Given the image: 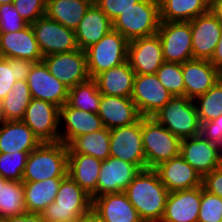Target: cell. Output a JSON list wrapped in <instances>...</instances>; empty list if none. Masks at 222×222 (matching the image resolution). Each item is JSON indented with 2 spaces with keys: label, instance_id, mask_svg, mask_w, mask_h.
Listing matches in <instances>:
<instances>
[{
  "label": "cell",
  "instance_id": "cell-1",
  "mask_svg": "<svg viewBox=\"0 0 222 222\" xmlns=\"http://www.w3.org/2000/svg\"><path fill=\"white\" fill-rule=\"evenodd\" d=\"M124 193L143 222H161L169 191L155 169L140 170Z\"/></svg>",
  "mask_w": 222,
  "mask_h": 222
},
{
  "label": "cell",
  "instance_id": "cell-2",
  "mask_svg": "<svg viewBox=\"0 0 222 222\" xmlns=\"http://www.w3.org/2000/svg\"><path fill=\"white\" fill-rule=\"evenodd\" d=\"M93 200L68 174L62 179L55 201L42 211L45 222H76L92 211Z\"/></svg>",
  "mask_w": 222,
  "mask_h": 222
},
{
  "label": "cell",
  "instance_id": "cell-3",
  "mask_svg": "<svg viewBox=\"0 0 222 222\" xmlns=\"http://www.w3.org/2000/svg\"><path fill=\"white\" fill-rule=\"evenodd\" d=\"M68 169V147L64 143L43 142L28 154L22 182L64 178Z\"/></svg>",
  "mask_w": 222,
  "mask_h": 222
},
{
  "label": "cell",
  "instance_id": "cell-4",
  "mask_svg": "<svg viewBox=\"0 0 222 222\" xmlns=\"http://www.w3.org/2000/svg\"><path fill=\"white\" fill-rule=\"evenodd\" d=\"M160 22L159 1L141 0L113 21V29L131 41L156 35Z\"/></svg>",
  "mask_w": 222,
  "mask_h": 222
},
{
  "label": "cell",
  "instance_id": "cell-5",
  "mask_svg": "<svg viewBox=\"0 0 222 222\" xmlns=\"http://www.w3.org/2000/svg\"><path fill=\"white\" fill-rule=\"evenodd\" d=\"M141 135L147 168L180 155L181 139L153 117H141Z\"/></svg>",
  "mask_w": 222,
  "mask_h": 222
},
{
  "label": "cell",
  "instance_id": "cell-6",
  "mask_svg": "<svg viewBox=\"0 0 222 222\" xmlns=\"http://www.w3.org/2000/svg\"><path fill=\"white\" fill-rule=\"evenodd\" d=\"M152 117L180 139L200 135L201 123L195 101L188 97L173 96Z\"/></svg>",
  "mask_w": 222,
  "mask_h": 222
},
{
  "label": "cell",
  "instance_id": "cell-7",
  "mask_svg": "<svg viewBox=\"0 0 222 222\" xmlns=\"http://www.w3.org/2000/svg\"><path fill=\"white\" fill-rule=\"evenodd\" d=\"M129 41L118 31L110 30L98 43L85 50L87 70L90 78H95L128 60Z\"/></svg>",
  "mask_w": 222,
  "mask_h": 222
},
{
  "label": "cell",
  "instance_id": "cell-8",
  "mask_svg": "<svg viewBox=\"0 0 222 222\" xmlns=\"http://www.w3.org/2000/svg\"><path fill=\"white\" fill-rule=\"evenodd\" d=\"M31 27L43 57L78 49L75 31L46 15L37 19Z\"/></svg>",
  "mask_w": 222,
  "mask_h": 222
},
{
  "label": "cell",
  "instance_id": "cell-9",
  "mask_svg": "<svg viewBox=\"0 0 222 222\" xmlns=\"http://www.w3.org/2000/svg\"><path fill=\"white\" fill-rule=\"evenodd\" d=\"M157 35L162 44L165 62L182 64L193 59L192 34L189 22L161 21Z\"/></svg>",
  "mask_w": 222,
  "mask_h": 222
},
{
  "label": "cell",
  "instance_id": "cell-10",
  "mask_svg": "<svg viewBox=\"0 0 222 222\" xmlns=\"http://www.w3.org/2000/svg\"><path fill=\"white\" fill-rule=\"evenodd\" d=\"M22 121L41 143L60 141V107L55 104L32 98Z\"/></svg>",
  "mask_w": 222,
  "mask_h": 222
},
{
  "label": "cell",
  "instance_id": "cell-11",
  "mask_svg": "<svg viewBox=\"0 0 222 222\" xmlns=\"http://www.w3.org/2000/svg\"><path fill=\"white\" fill-rule=\"evenodd\" d=\"M110 156L147 169L142 144L141 118L134 124L110 129Z\"/></svg>",
  "mask_w": 222,
  "mask_h": 222
},
{
  "label": "cell",
  "instance_id": "cell-12",
  "mask_svg": "<svg viewBox=\"0 0 222 222\" xmlns=\"http://www.w3.org/2000/svg\"><path fill=\"white\" fill-rule=\"evenodd\" d=\"M172 97L156 74H135L131 99L141 117H152Z\"/></svg>",
  "mask_w": 222,
  "mask_h": 222
},
{
  "label": "cell",
  "instance_id": "cell-13",
  "mask_svg": "<svg viewBox=\"0 0 222 222\" xmlns=\"http://www.w3.org/2000/svg\"><path fill=\"white\" fill-rule=\"evenodd\" d=\"M42 61L49 72L69 89L90 78L85 50L78 48L75 51L51 54L44 56Z\"/></svg>",
  "mask_w": 222,
  "mask_h": 222
},
{
  "label": "cell",
  "instance_id": "cell-14",
  "mask_svg": "<svg viewBox=\"0 0 222 222\" xmlns=\"http://www.w3.org/2000/svg\"><path fill=\"white\" fill-rule=\"evenodd\" d=\"M222 148L204 139L201 135L181 139L180 155L203 178L222 166Z\"/></svg>",
  "mask_w": 222,
  "mask_h": 222
},
{
  "label": "cell",
  "instance_id": "cell-15",
  "mask_svg": "<svg viewBox=\"0 0 222 222\" xmlns=\"http://www.w3.org/2000/svg\"><path fill=\"white\" fill-rule=\"evenodd\" d=\"M32 98L62 107L68 101L69 88L56 79L43 61L35 62L27 77Z\"/></svg>",
  "mask_w": 222,
  "mask_h": 222
},
{
  "label": "cell",
  "instance_id": "cell-16",
  "mask_svg": "<svg viewBox=\"0 0 222 222\" xmlns=\"http://www.w3.org/2000/svg\"><path fill=\"white\" fill-rule=\"evenodd\" d=\"M189 23L193 58L210 60L222 35V22L210 10Z\"/></svg>",
  "mask_w": 222,
  "mask_h": 222
},
{
  "label": "cell",
  "instance_id": "cell-17",
  "mask_svg": "<svg viewBox=\"0 0 222 222\" xmlns=\"http://www.w3.org/2000/svg\"><path fill=\"white\" fill-rule=\"evenodd\" d=\"M139 172L140 169L134 164L109 156L101 164L96 197L124 192Z\"/></svg>",
  "mask_w": 222,
  "mask_h": 222
},
{
  "label": "cell",
  "instance_id": "cell-18",
  "mask_svg": "<svg viewBox=\"0 0 222 222\" xmlns=\"http://www.w3.org/2000/svg\"><path fill=\"white\" fill-rule=\"evenodd\" d=\"M128 61L135 74H156L165 62L159 36L156 34L129 41Z\"/></svg>",
  "mask_w": 222,
  "mask_h": 222
},
{
  "label": "cell",
  "instance_id": "cell-19",
  "mask_svg": "<svg viewBox=\"0 0 222 222\" xmlns=\"http://www.w3.org/2000/svg\"><path fill=\"white\" fill-rule=\"evenodd\" d=\"M185 97L195 100L205 94L219 79L221 72L209 61L190 59L182 63Z\"/></svg>",
  "mask_w": 222,
  "mask_h": 222
},
{
  "label": "cell",
  "instance_id": "cell-20",
  "mask_svg": "<svg viewBox=\"0 0 222 222\" xmlns=\"http://www.w3.org/2000/svg\"><path fill=\"white\" fill-rule=\"evenodd\" d=\"M154 169L169 192L202 186L201 175L181 155L160 163Z\"/></svg>",
  "mask_w": 222,
  "mask_h": 222
},
{
  "label": "cell",
  "instance_id": "cell-21",
  "mask_svg": "<svg viewBox=\"0 0 222 222\" xmlns=\"http://www.w3.org/2000/svg\"><path fill=\"white\" fill-rule=\"evenodd\" d=\"M0 57L42 61L43 55L31 24L17 32L0 33Z\"/></svg>",
  "mask_w": 222,
  "mask_h": 222
},
{
  "label": "cell",
  "instance_id": "cell-22",
  "mask_svg": "<svg viewBox=\"0 0 222 222\" xmlns=\"http://www.w3.org/2000/svg\"><path fill=\"white\" fill-rule=\"evenodd\" d=\"M107 129L129 126L136 123L141 115L131 98L101 94L98 113Z\"/></svg>",
  "mask_w": 222,
  "mask_h": 222
},
{
  "label": "cell",
  "instance_id": "cell-23",
  "mask_svg": "<svg viewBox=\"0 0 222 222\" xmlns=\"http://www.w3.org/2000/svg\"><path fill=\"white\" fill-rule=\"evenodd\" d=\"M201 204V186L169 192L161 222H197Z\"/></svg>",
  "mask_w": 222,
  "mask_h": 222
},
{
  "label": "cell",
  "instance_id": "cell-24",
  "mask_svg": "<svg viewBox=\"0 0 222 222\" xmlns=\"http://www.w3.org/2000/svg\"><path fill=\"white\" fill-rule=\"evenodd\" d=\"M92 210L102 222H143L124 192L95 197Z\"/></svg>",
  "mask_w": 222,
  "mask_h": 222
},
{
  "label": "cell",
  "instance_id": "cell-25",
  "mask_svg": "<svg viewBox=\"0 0 222 222\" xmlns=\"http://www.w3.org/2000/svg\"><path fill=\"white\" fill-rule=\"evenodd\" d=\"M61 119L66 123L65 133L60 132V142L68 145L75 137L93 133L104 128L97 113L85 112L71 107L67 102L60 107Z\"/></svg>",
  "mask_w": 222,
  "mask_h": 222
},
{
  "label": "cell",
  "instance_id": "cell-26",
  "mask_svg": "<svg viewBox=\"0 0 222 222\" xmlns=\"http://www.w3.org/2000/svg\"><path fill=\"white\" fill-rule=\"evenodd\" d=\"M112 29L113 22L93 2L74 30L78 48L86 50L91 45L98 43Z\"/></svg>",
  "mask_w": 222,
  "mask_h": 222
},
{
  "label": "cell",
  "instance_id": "cell-27",
  "mask_svg": "<svg viewBox=\"0 0 222 222\" xmlns=\"http://www.w3.org/2000/svg\"><path fill=\"white\" fill-rule=\"evenodd\" d=\"M0 153L31 152L41 141L21 121H0Z\"/></svg>",
  "mask_w": 222,
  "mask_h": 222
},
{
  "label": "cell",
  "instance_id": "cell-28",
  "mask_svg": "<svg viewBox=\"0 0 222 222\" xmlns=\"http://www.w3.org/2000/svg\"><path fill=\"white\" fill-rule=\"evenodd\" d=\"M102 161L94 156L68 153L67 174L89 195L96 197V187Z\"/></svg>",
  "mask_w": 222,
  "mask_h": 222
},
{
  "label": "cell",
  "instance_id": "cell-29",
  "mask_svg": "<svg viewBox=\"0 0 222 222\" xmlns=\"http://www.w3.org/2000/svg\"><path fill=\"white\" fill-rule=\"evenodd\" d=\"M135 71L129 61L98 74L94 79L101 94L131 98Z\"/></svg>",
  "mask_w": 222,
  "mask_h": 222
},
{
  "label": "cell",
  "instance_id": "cell-30",
  "mask_svg": "<svg viewBox=\"0 0 222 222\" xmlns=\"http://www.w3.org/2000/svg\"><path fill=\"white\" fill-rule=\"evenodd\" d=\"M160 21L190 22L210 11L211 0H158Z\"/></svg>",
  "mask_w": 222,
  "mask_h": 222
},
{
  "label": "cell",
  "instance_id": "cell-31",
  "mask_svg": "<svg viewBox=\"0 0 222 222\" xmlns=\"http://www.w3.org/2000/svg\"><path fill=\"white\" fill-rule=\"evenodd\" d=\"M63 178H48L44 181L23 182L24 202L28 213H42L55 201Z\"/></svg>",
  "mask_w": 222,
  "mask_h": 222
},
{
  "label": "cell",
  "instance_id": "cell-32",
  "mask_svg": "<svg viewBox=\"0 0 222 222\" xmlns=\"http://www.w3.org/2000/svg\"><path fill=\"white\" fill-rule=\"evenodd\" d=\"M94 0H46L45 15L75 30Z\"/></svg>",
  "mask_w": 222,
  "mask_h": 222
},
{
  "label": "cell",
  "instance_id": "cell-33",
  "mask_svg": "<svg viewBox=\"0 0 222 222\" xmlns=\"http://www.w3.org/2000/svg\"><path fill=\"white\" fill-rule=\"evenodd\" d=\"M68 153H81L94 156L101 161L110 156V129L75 137L68 145Z\"/></svg>",
  "mask_w": 222,
  "mask_h": 222
},
{
  "label": "cell",
  "instance_id": "cell-34",
  "mask_svg": "<svg viewBox=\"0 0 222 222\" xmlns=\"http://www.w3.org/2000/svg\"><path fill=\"white\" fill-rule=\"evenodd\" d=\"M32 100L26 80L16 81L0 102V121H21Z\"/></svg>",
  "mask_w": 222,
  "mask_h": 222
},
{
  "label": "cell",
  "instance_id": "cell-35",
  "mask_svg": "<svg viewBox=\"0 0 222 222\" xmlns=\"http://www.w3.org/2000/svg\"><path fill=\"white\" fill-rule=\"evenodd\" d=\"M100 101L101 93L94 78H89L69 89L67 103L76 109L98 113Z\"/></svg>",
  "mask_w": 222,
  "mask_h": 222
},
{
  "label": "cell",
  "instance_id": "cell-36",
  "mask_svg": "<svg viewBox=\"0 0 222 222\" xmlns=\"http://www.w3.org/2000/svg\"><path fill=\"white\" fill-rule=\"evenodd\" d=\"M34 63L25 59L0 57V102L12 90L16 81L27 80Z\"/></svg>",
  "mask_w": 222,
  "mask_h": 222
},
{
  "label": "cell",
  "instance_id": "cell-37",
  "mask_svg": "<svg viewBox=\"0 0 222 222\" xmlns=\"http://www.w3.org/2000/svg\"><path fill=\"white\" fill-rule=\"evenodd\" d=\"M27 212L22 181L7 180L0 189V217L6 218Z\"/></svg>",
  "mask_w": 222,
  "mask_h": 222
},
{
  "label": "cell",
  "instance_id": "cell-38",
  "mask_svg": "<svg viewBox=\"0 0 222 222\" xmlns=\"http://www.w3.org/2000/svg\"><path fill=\"white\" fill-rule=\"evenodd\" d=\"M194 101H197L195 105L200 123L220 117L222 115V78Z\"/></svg>",
  "mask_w": 222,
  "mask_h": 222
},
{
  "label": "cell",
  "instance_id": "cell-39",
  "mask_svg": "<svg viewBox=\"0 0 222 222\" xmlns=\"http://www.w3.org/2000/svg\"><path fill=\"white\" fill-rule=\"evenodd\" d=\"M156 76L172 96H185L182 64L164 62L156 71Z\"/></svg>",
  "mask_w": 222,
  "mask_h": 222
},
{
  "label": "cell",
  "instance_id": "cell-40",
  "mask_svg": "<svg viewBox=\"0 0 222 222\" xmlns=\"http://www.w3.org/2000/svg\"><path fill=\"white\" fill-rule=\"evenodd\" d=\"M29 153H0V174L9 181H22Z\"/></svg>",
  "mask_w": 222,
  "mask_h": 222
},
{
  "label": "cell",
  "instance_id": "cell-41",
  "mask_svg": "<svg viewBox=\"0 0 222 222\" xmlns=\"http://www.w3.org/2000/svg\"><path fill=\"white\" fill-rule=\"evenodd\" d=\"M197 222H222V198L201 186V204Z\"/></svg>",
  "mask_w": 222,
  "mask_h": 222
},
{
  "label": "cell",
  "instance_id": "cell-42",
  "mask_svg": "<svg viewBox=\"0 0 222 222\" xmlns=\"http://www.w3.org/2000/svg\"><path fill=\"white\" fill-rule=\"evenodd\" d=\"M29 25L13 4L0 5V33L17 32Z\"/></svg>",
  "mask_w": 222,
  "mask_h": 222
},
{
  "label": "cell",
  "instance_id": "cell-43",
  "mask_svg": "<svg viewBox=\"0 0 222 222\" xmlns=\"http://www.w3.org/2000/svg\"><path fill=\"white\" fill-rule=\"evenodd\" d=\"M14 8L28 24L45 15L46 0H14Z\"/></svg>",
  "mask_w": 222,
  "mask_h": 222
},
{
  "label": "cell",
  "instance_id": "cell-44",
  "mask_svg": "<svg viewBox=\"0 0 222 222\" xmlns=\"http://www.w3.org/2000/svg\"><path fill=\"white\" fill-rule=\"evenodd\" d=\"M141 0H94L96 5L113 22L122 12L133 7Z\"/></svg>",
  "mask_w": 222,
  "mask_h": 222
},
{
  "label": "cell",
  "instance_id": "cell-45",
  "mask_svg": "<svg viewBox=\"0 0 222 222\" xmlns=\"http://www.w3.org/2000/svg\"><path fill=\"white\" fill-rule=\"evenodd\" d=\"M200 135L222 148V115L211 121L201 123Z\"/></svg>",
  "mask_w": 222,
  "mask_h": 222
},
{
  "label": "cell",
  "instance_id": "cell-46",
  "mask_svg": "<svg viewBox=\"0 0 222 222\" xmlns=\"http://www.w3.org/2000/svg\"><path fill=\"white\" fill-rule=\"evenodd\" d=\"M203 188L222 198V166L215 168L202 179Z\"/></svg>",
  "mask_w": 222,
  "mask_h": 222
},
{
  "label": "cell",
  "instance_id": "cell-47",
  "mask_svg": "<svg viewBox=\"0 0 222 222\" xmlns=\"http://www.w3.org/2000/svg\"><path fill=\"white\" fill-rule=\"evenodd\" d=\"M5 222H45L41 213H22L5 218Z\"/></svg>",
  "mask_w": 222,
  "mask_h": 222
},
{
  "label": "cell",
  "instance_id": "cell-48",
  "mask_svg": "<svg viewBox=\"0 0 222 222\" xmlns=\"http://www.w3.org/2000/svg\"><path fill=\"white\" fill-rule=\"evenodd\" d=\"M220 72H222V35L215 47L214 53L209 60Z\"/></svg>",
  "mask_w": 222,
  "mask_h": 222
},
{
  "label": "cell",
  "instance_id": "cell-49",
  "mask_svg": "<svg viewBox=\"0 0 222 222\" xmlns=\"http://www.w3.org/2000/svg\"><path fill=\"white\" fill-rule=\"evenodd\" d=\"M210 10L222 22V0H211Z\"/></svg>",
  "mask_w": 222,
  "mask_h": 222
},
{
  "label": "cell",
  "instance_id": "cell-50",
  "mask_svg": "<svg viewBox=\"0 0 222 222\" xmlns=\"http://www.w3.org/2000/svg\"><path fill=\"white\" fill-rule=\"evenodd\" d=\"M76 222H102V221L100 220V218L92 210L88 214L80 217V219L77 220Z\"/></svg>",
  "mask_w": 222,
  "mask_h": 222
},
{
  "label": "cell",
  "instance_id": "cell-51",
  "mask_svg": "<svg viewBox=\"0 0 222 222\" xmlns=\"http://www.w3.org/2000/svg\"><path fill=\"white\" fill-rule=\"evenodd\" d=\"M14 0H0V5L2 4H13Z\"/></svg>",
  "mask_w": 222,
  "mask_h": 222
},
{
  "label": "cell",
  "instance_id": "cell-52",
  "mask_svg": "<svg viewBox=\"0 0 222 222\" xmlns=\"http://www.w3.org/2000/svg\"><path fill=\"white\" fill-rule=\"evenodd\" d=\"M6 181L7 180L0 174V189H1V186H3Z\"/></svg>",
  "mask_w": 222,
  "mask_h": 222
},
{
  "label": "cell",
  "instance_id": "cell-53",
  "mask_svg": "<svg viewBox=\"0 0 222 222\" xmlns=\"http://www.w3.org/2000/svg\"><path fill=\"white\" fill-rule=\"evenodd\" d=\"M0 222H5V218L0 217Z\"/></svg>",
  "mask_w": 222,
  "mask_h": 222
}]
</instances>
